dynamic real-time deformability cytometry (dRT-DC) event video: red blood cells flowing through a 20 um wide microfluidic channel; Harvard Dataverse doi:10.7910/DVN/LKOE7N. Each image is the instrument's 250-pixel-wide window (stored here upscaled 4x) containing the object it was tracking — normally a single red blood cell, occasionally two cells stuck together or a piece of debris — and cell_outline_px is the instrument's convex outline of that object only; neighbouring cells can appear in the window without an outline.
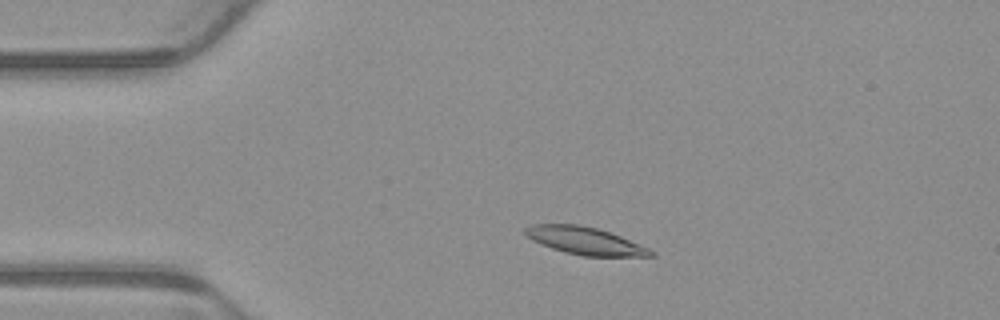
{"species": "common noctule bat (a hibernating species)", "species_latin": "Nyctalus noctula", "temperature_condition": "warm", "stored_images_in_passage": 3, "camera_frame_rate_fps": 3000, "um_per_image_px": 0.085, "animal": {"sex": "male", "body_mass_g": 23.1, "forearm_length_mm": 52.7}, "frame": {"image": 1, "passage_image": 2, "time_ms": 0.333, "image_size_px": [1000, 320], "cell_outline_px": [[656, 256], [584, 256], [564, 252], [552, 248], [532, 240], [524, 232], [524, 228], [532, 224], [580, 224], [596, 228], [620, 236], [648, 248], [656, 252]], "centroid_in_image_um": [49.72, 20.47], "position_along_channel_um": 35.3, "area_um2": 19.94}}